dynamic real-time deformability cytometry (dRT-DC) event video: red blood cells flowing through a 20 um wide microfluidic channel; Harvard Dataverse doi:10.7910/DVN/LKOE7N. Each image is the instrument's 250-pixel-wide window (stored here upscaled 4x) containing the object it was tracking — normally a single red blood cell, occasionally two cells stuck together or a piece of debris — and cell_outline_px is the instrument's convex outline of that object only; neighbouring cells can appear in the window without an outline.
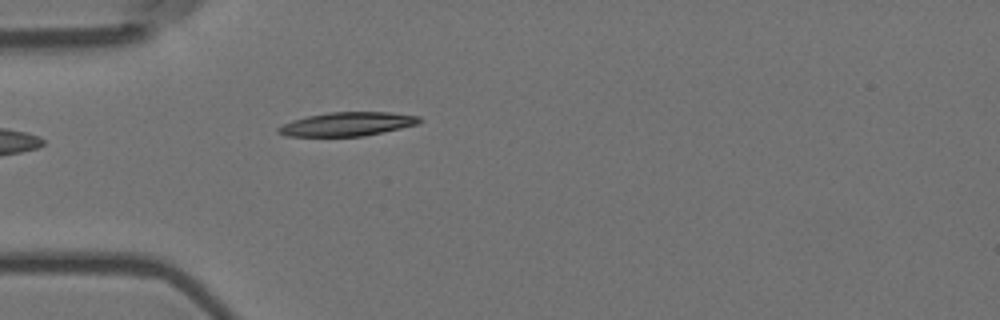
{"species": "Egyptian fruit bat (a non-hibernating species)", "species_latin": "Rousettus aegyptiacus", "temperature_condition": "room temperature", "stored_images_in_passage": 5, "camera_frame_rate_fps": 3000, "um_per_image_px": 0.085, "animal": {"sex": "female"}, "frame": {"image": 1, "passage_image": 5, "time_ms": 1.333, "image_size_px": [1000, 320], "cell_outline_px": [[424, 120], [420, 124], [364, 136], [288, 136], [276, 132], [276, 128], [292, 120], [308, 116], [328, 112], [388, 112], [420, 116]], "centroid_in_image_um": [29.56, 10.54], "position_along_channel_um": 55.4, "area_um2": 19.65}}